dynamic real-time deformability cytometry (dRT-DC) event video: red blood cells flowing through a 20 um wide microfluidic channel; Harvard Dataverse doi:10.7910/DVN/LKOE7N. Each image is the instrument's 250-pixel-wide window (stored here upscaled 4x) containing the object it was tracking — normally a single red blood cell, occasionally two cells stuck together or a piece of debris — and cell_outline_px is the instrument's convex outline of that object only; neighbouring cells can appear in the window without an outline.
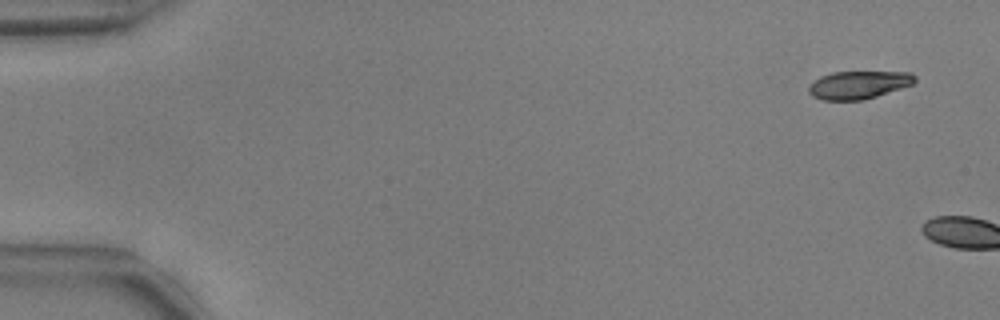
{"species": "common noctule bat (a hibernating species)", "species_latin": "Nyctalus noctula", "temperature_condition": "warm", "stored_images_in_passage": 3, "camera_frame_rate_fps": 3000, "um_per_image_px": 0.085, "animal": {"sex": "male", "body_mass_g": 17.9, "forearm_length_mm": 54.2}, "frame": {"image": 1, "passage_image": 1, "time_ms": 0.0, "image_size_px": [1000, 320], "cell_outline_px": [[916, 80], [912, 84], [864, 100], [824, 100], [812, 96], [808, 92], [808, 84], [820, 76], [832, 72], [912, 72], [916, 76]], "centroid_in_image_um": [72.94, 7.21], "position_along_channel_um": 12.1, "area_um2": 17.28}}